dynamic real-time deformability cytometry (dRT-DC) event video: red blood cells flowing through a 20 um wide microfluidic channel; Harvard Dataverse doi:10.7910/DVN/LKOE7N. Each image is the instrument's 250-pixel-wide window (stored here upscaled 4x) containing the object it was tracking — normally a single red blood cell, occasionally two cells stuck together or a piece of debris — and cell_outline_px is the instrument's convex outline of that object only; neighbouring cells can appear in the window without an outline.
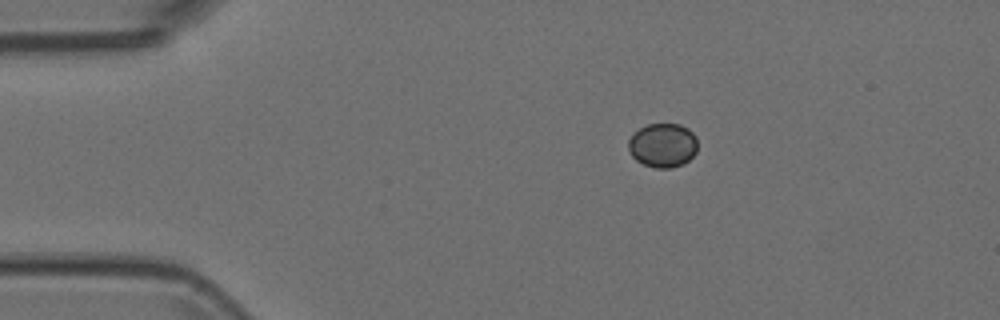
{"species": "Egyptian fruit bat (a non-hibernating species)", "species_latin": "Rousettus aegyptiacus", "temperature_condition": "room temperature", "stored_images_in_passage": 9, "camera_frame_rate_fps": 3000, "um_per_image_px": 0.085, "animal": {"sex": "female"}, "frame": {"image": 1, "passage_image": 1, "time_ms": 0.0, "image_size_px": [1000, 320], "cell_outline_px": [[696, 152], [684, 164], [668, 168], [656, 168], [644, 164], [636, 160], [632, 156], [628, 148], [628, 140], [640, 128], [648, 124], [680, 124], [688, 128], [696, 136]], "centroid_in_image_um": [56.34, 12.35], "position_along_channel_um": 28.7, "area_um2": 17.69}}
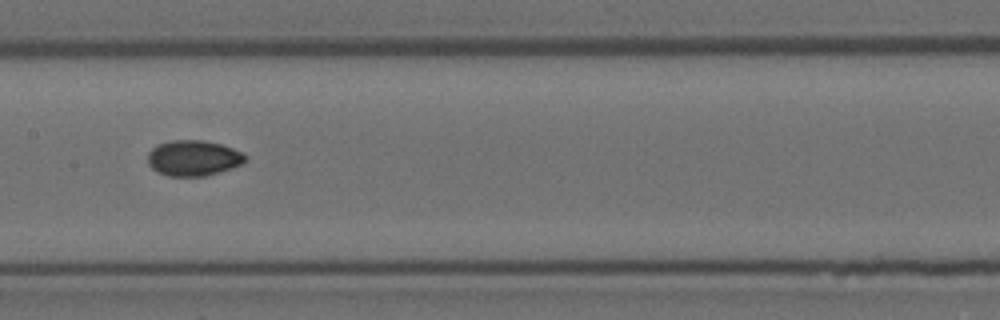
{"frame": {"image": 2, "passage_image": 6, "time_ms": 1.667, "image_size_px": [1000, 320], "cell_outline_px": [[248, 160], [244, 164], [232, 168], [204, 176], [168, 176], [156, 172], [148, 164], [148, 152], [156, 144], [172, 140], [204, 140], [220, 144], [244, 152], [248, 156]], "centroid_in_image_um": [16.46, 13.43], "position_along_channel_um": 190.9, "area_um2": 20.58}}
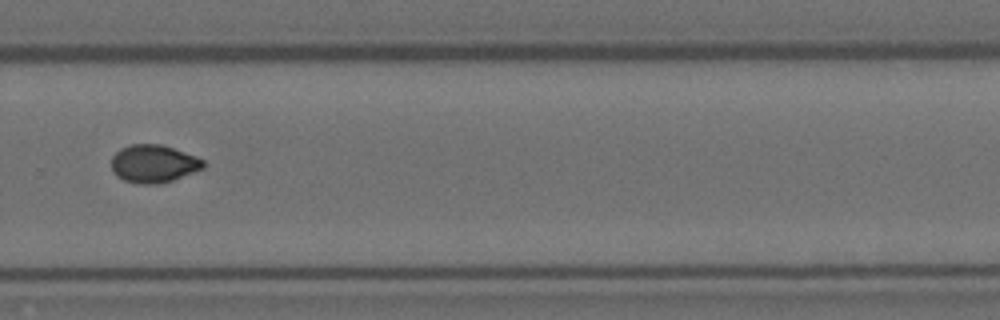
{"frame": {"image": 3, "passage_image": 9, "time_ms": 2.667, "image_size_px": [1000, 320], "cell_outline_px": [[204, 168], [172, 180], [160, 184], [136, 184], [124, 180], [116, 176], [112, 172], [112, 156], [120, 148], [132, 144], [160, 144], [172, 148], [204, 160]], "centroid_in_image_um": [13.01, 13.93], "position_along_channel_um": 316.8, "area_um2": 20.17}}